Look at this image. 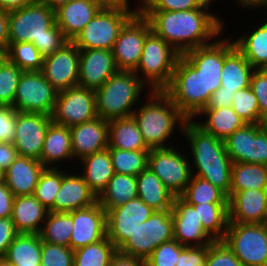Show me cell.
<instances>
[{
    "mask_svg": "<svg viewBox=\"0 0 267 266\" xmlns=\"http://www.w3.org/2000/svg\"><path fill=\"white\" fill-rule=\"evenodd\" d=\"M0 266H13L5 257H0Z\"/></svg>",
    "mask_w": 267,
    "mask_h": 266,
    "instance_id": "8c879c8a",
    "label": "cell"
},
{
    "mask_svg": "<svg viewBox=\"0 0 267 266\" xmlns=\"http://www.w3.org/2000/svg\"><path fill=\"white\" fill-rule=\"evenodd\" d=\"M72 0H38V2L51 7L53 10L57 9L61 5L67 4Z\"/></svg>",
    "mask_w": 267,
    "mask_h": 266,
    "instance_id": "89a4df30",
    "label": "cell"
},
{
    "mask_svg": "<svg viewBox=\"0 0 267 266\" xmlns=\"http://www.w3.org/2000/svg\"><path fill=\"white\" fill-rule=\"evenodd\" d=\"M110 266H146L145 260L124 255L117 251V253L112 257Z\"/></svg>",
    "mask_w": 267,
    "mask_h": 266,
    "instance_id": "be15d7a7",
    "label": "cell"
},
{
    "mask_svg": "<svg viewBox=\"0 0 267 266\" xmlns=\"http://www.w3.org/2000/svg\"><path fill=\"white\" fill-rule=\"evenodd\" d=\"M73 156L79 160L108 148V121L100 117L70 128Z\"/></svg>",
    "mask_w": 267,
    "mask_h": 266,
    "instance_id": "cb8c5ba5",
    "label": "cell"
},
{
    "mask_svg": "<svg viewBox=\"0 0 267 266\" xmlns=\"http://www.w3.org/2000/svg\"><path fill=\"white\" fill-rule=\"evenodd\" d=\"M261 126L267 132V116L262 118Z\"/></svg>",
    "mask_w": 267,
    "mask_h": 266,
    "instance_id": "753ad0ef",
    "label": "cell"
},
{
    "mask_svg": "<svg viewBox=\"0 0 267 266\" xmlns=\"http://www.w3.org/2000/svg\"><path fill=\"white\" fill-rule=\"evenodd\" d=\"M45 168L40 160L18 155L4 172V182L15 197L33 195Z\"/></svg>",
    "mask_w": 267,
    "mask_h": 266,
    "instance_id": "484cf974",
    "label": "cell"
},
{
    "mask_svg": "<svg viewBox=\"0 0 267 266\" xmlns=\"http://www.w3.org/2000/svg\"><path fill=\"white\" fill-rule=\"evenodd\" d=\"M136 13L141 10H165V11H187L209 7L210 4L204 0H139Z\"/></svg>",
    "mask_w": 267,
    "mask_h": 266,
    "instance_id": "c3c4849f",
    "label": "cell"
},
{
    "mask_svg": "<svg viewBox=\"0 0 267 266\" xmlns=\"http://www.w3.org/2000/svg\"><path fill=\"white\" fill-rule=\"evenodd\" d=\"M54 23L55 10L38 1L9 12V45L38 41Z\"/></svg>",
    "mask_w": 267,
    "mask_h": 266,
    "instance_id": "7c38bea8",
    "label": "cell"
},
{
    "mask_svg": "<svg viewBox=\"0 0 267 266\" xmlns=\"http://www.w3.org/2000/svg\"><path fill=\"white\" fill-rule=\"evenodd\" d=\"M8 60L23 71H41L43 57L33 43H11L7 48Z\"/></svg>",
    "mask_w": 267,
    "mask_h": 266,
    "instance_id": "ee69618b",
    "label": "cell"
},
{
    "mask_svg": "<svg viewBox=\"0 0 267 266\" xmlns=\"http://www.w3.org/2000/svg\"><path fill=\"white\" fill-rule=\"evenodd\" d=\"M172 239V210L154 211L146 221L136 226L118 252L145 260L162 243Z\"/></svg>",
    "mask_w": 267,
    "mask_h": 266,
    "instance_id": "ba28073f",
    "label": "cell"
},
{
    "mask_svg": "<svg viewBox=\"0 0 267 266\" xmlns=\"http://www.w3.org/2000/svg\"><path fill=\"white\" fill-rule=\"evenodd\" d=\"M51 117L54 123L68 128L96 119L95 91L76 86L58 92Z\"/></svg>",
    "mask_w": 267,
    "mask_h": 266,
    "instance_id": "4fadbf2b",
    "label": "cell"
},
{
    "mask_svg": "<svg viewBox=\"0 0 267 266\" xmlns=\"http://www.w3.org/2000/svg\"><path fill=\"white\" fill-rule=\"evenodd\" d=\"M18 151L14 143L1 142L0 143V169L5 172L14 160L18 157Z\"/></svg>",
    "mask_w": 267,
    "mask_h": 266,
    "instance_id": "6125c7cd",
    "label": "cell"
},
{
    "mask_svg": "<svg viewBox=\"0 0 267 266\" xmlns=\"http://www.w3.org/2000/svg\"><path fill=\"white\" fill-rule=\"evenodd\" d=\"M250 88L257 98L261 118H264L267 116V69L254 70Z\"/></svg>",
    "mask_w": 267,
    "mask_h": 266,
    "instance_id": "11a10c76",
    "label": "cell"
},
{
    "mask_svg": "<svg viewBox=\"0 0 267 266\" xmlns=\"http://www.w3.org/2000/svg\"><path fill=\"white\" fill-rule=\"evenodd\" d=\"M138 197L136 177L115 173L98 196V202L108 212Z\"/></svg>",
    "mask_w": 267,
    "mask_h": 266,
    "instance_id": "d590c367",
    "label": "cell"
},
{
    "mask_svg": "<svg viewBox=\"0 0 267 266\" xmlns=\"http://www.w3.org/2000/svg\"><path fill=\"white\" fill-rule=\"evenodd\" d=\"M48 212L33 195L17 196L11 218L19 234H39Z\"/></svg>",
    "mask_w": 267,
    "mask_h": 266,
    "instance_id": "4316f807",
    "label": "cell"
},
{
    "mask_svg": "<svg viewBox=\"0 0 267 266\" xmlns=\"http://www.w3.org/2000/svg\"><path fill=\"white\" fill-rule=\"evenodd\" d=\"M41 249L42 239L39 234H18L4 257L13 266H40Z\"/></svg>",
    "mask_w": 267,
    "mask_h": 266,
    "instance_id": "e575fe53",
    "label": "cell"
},
{
    "mask_svg": "<svg viewBox=\"0 0 267 266\" xmlns=\"http://www.w3.org/2000/svg\"><path fill=\"white\" fill-rule=\"evenodd\" d=\"M108 148L130 151H150L132 116L108 121Z\"/></svg>",
    "mask_w": 267,
    "mask_h": 266,
    "instance_id": "f546056e",
    "label": "cell"
},
{
    "mask_svg": "<svg viewBox=\"0 0 267 266\" xmlns=\"http://www.w3.org/2000/svg\"><path fill=\"white\" fill-rule=\"evenodd\" d=\"M252 189L267 190V165L233 163L230 194Z\"/></svg>",
    "mask_w": 267,
    "mask_h": 266,
    "instance_id": "8d00e7d4",
    "label": "cell"
},
{
    "mask_svg": "<svg viewBox=\"0 0 267 266\" xmlns=\"http://www.w3.org/2000/svg\"><path fill=\"white\" fill-rule=\"evenodd\" d=\"M145 86L134 71L118 70L95 90L98 117L107 121L131 117Z\"/></svg>",
    "mask_w": 267,
    "mask_h": 266,
    "instance_id": "277c9868",
    "label": "cell"
},
{
    "mask_svg": "<svg viewBox=\"0 0 267 266\" xmlns=\"http://www.w3.org/2000/svg\"><path fill=\"white\" fill-rule=\"evenodd\" d=\"M180 197L188 204L228 203V197L222 190L194 175Z\"/></svg>",
    "mask_w": 267,
    "mask_h": 266,
    "instance_id": "60d3db41",
    "label": "cell"
},
{
    "mask_svg": "<svg viewBox=\"0 0 267 266\" xmlns=\"http://www.w3.org/2000/svg\"><path fill=\"white\" fill-rule=\"evenodd\" d=\"M181 133L190 143L191 160L195 167H191L192 175L209 181L228 197L233 163L225 150L224 141L205 131L194 119L186 121Z\"/></svg>",
    "mask_w": 267,
    "mask_h": 266,
    "instance_id": "7a4b0ae2",
    "label": "cell"
},
{
    "mask_svg": "<svg viewBox=\"0 0 267 266\" xmlns=\"http://www.w3.org/2000/svg\"><path fill=\"white\" fill-rule=\"evenodd\" d=\"M163 91L188 119H196L213 93L206 92L205 77L183 55L178 57L171 81Z\"/></svg>",
    "mask_w": 267,
    "mask_h": 266,
    "instance_id": "5b68a950",
    "label": "cell"
},
{
    "mask_svg": "<svg viewBox=\"0 0 267 266\" xmlns=\"http://www.w3.org/2000/svg\"><path fill=\"white\" fill-rule=\"evenodd\" d=\"M104 6H116L123 7L126 9L129 8V0H99Z\"/></svg>",
    "mask_w": 267,
    "mask_h": 266,
    "instance_id": "a7ac6f4b",
    "label": "cell"
},
{
    "mask_svg": "<svg viewBox=\"0 0 267 266\" xmlns=\"http://www.w3.org/2000/svg\"><path fill=\"white\" fill-rule=\"evenodd\" d=\"M231 107L245 123L261 124L258 101L250 87L236 91Z\"/></svg>",
    "mask_w": 267,
    "mask_h": 266,
    "instance_id": "f6af8a7d",
    "label": "cell"
},
{
    "mask_svg": "<svg viewBox=\"0 0 267 266\" xmlns=\"http://www.w3.org/2000/svg\"><path fill=\"white\" fill-rule=\"evenodd\" d=\"M225 150L232 163H248L249 124H244L224 140Z\"/></svg>",
    "mask_w": 267,
    "mask_h": 266,
    "instance_id": "7dc6e473",
    "label": "cell"
},
{
    "mask_svg": "<svg viewBox=\"0 0 267 266\" xmlns=\"http://www.w3.org/2000/svg\"><path fill=\"white\" fill-rule=\"evenodd\" d=\"M72 229V212L49 211L39 235L43 242L69 247Z\"/></svg>",
    "mask_w": 267,
    "mask_h": 266,
    "instance_id": "f35d334b",
    "label": "cell"
},
{
    "mask_svg": "<svg viewBox=\"0 0 267 266\" xmlns=\"http://www.w3.org/2000/svg\"><path fill=\"white\" fill-rule=\"evenodd\" d=\"M8 25H9V13L2 11L0 9V45L7 48L9 46Z\"/></svg>",
    "mask_w": 267,
    "mask_h": 266,
    "instance_id": "03108f58",
    "label": "cell"
},
{
    "mask_svg": "<svg viewBox=\"0 0 267 266\" xmlns=\"http://www.w3.org/2000/svg\"><path fill=\"white\" fill-rule=\"evenodd\" d=\"M63 178V170L59 166L45 168L40 175L33 196L50 212H54V201L60 189Z\"/></svg>",
    "mask_w": 267,
    "mask_h": 266,
    "instance_id": "7bdbcfd3",
    "label": "cell"
},
{
    "mask_svg": "<svg viewBox=\"0 0 267 266\" xmlns=\"http://www.w3.org/2000/svg\"><path fill=\"white\" fill-rule=\"evenodd\" d=\"M11 217L0 218V257H4L8 247L18 235Z\"/></svg>",
    "mask_w": 267,
    "mask_h": 266,
    "instance_id": "680465c9",
    "label": "cell"
},
{
    "mask_svg": "<svg viewBox=\"0 0 267 266\" xmlns=\"http://www.w3.org/2000/svg\"><path fill=\"white\" fill-rule=\"evenodd\" d=\"M171 210L174 239L181 245L186 247L209 246L215 241L203 229L202 222L194 207L184 201L181 197L174 198Z\"/></svg>",
    "mask_w": 267,
    "mask_h": 266,
    "instance_id": "ffe728a7",
    "label": "cell"
},
{
    "mask_svg": "<svg viewBox=\"0 0 267 266\" xmlns=\"http://www.w3.org/2000/svg\"><path fill=\"white\" fill-rule=\"evenodd\" d=\"M236 91H228L220 87L212 93L211 99L206 108H225L231 107Z\"/></svg>",
    "mask_w": 267,
    "mask_h": 266,
    "instance_id": "91938a15",
    "label": "cell"
},
{
    "mask_svg": "<svg viewBox=\"0 0 267 266\" xmlns=\"http://www.w3.org/2000/svg\"><path fill=\"white\" fill-rule=\"evenodd\" d=\"M235 2H238V5L246 9H253L257 7H266L267 9V0H236Z\"/></svg>",
    "mask_w": 267,
    "mask_h": 266,
    "instance_id": "003e7915",
    "label": "cell"
},
{
    "mask_svg": "<svg viewBox=\"0 0 267 266\" xmlns=\"http://www.w3.org/2000/svg\"><path fill=\"white\" fill-rule=\"evenodd\" d=\"M17 65L8 59L0 65V105L12 106L15 98L16 88L22 74Z\"/></svg>",
    "mask_w": 267,
    "mask_h": 266,
    "instance_id": "bcb514c9",
    "label": "cell"
},
{
    "mask_svg": "<svg viewBox=\"0 0 267 266\" xmlns=\"http://www.w3.org/2000/svg\"><path fill=\"white\" fill-rule=\"evenodd\" d=\"M17 111L12 106L0 105V143L15 140Z\"/></svg>",
    "mask_w": 267,
    "mask_h": 266,
    "instance_id": "9f6ffc18",
    "label": "cell"
},
{
    "mask_svg": "<svg viewBox=\"0 0 267 266\" xmlns=\"http://www.w3.org/2000/svg\"><path fill=\"white\" fill-rule=\"evenodd\" d=\"M79 58V48L72 41H68L52 55L43 58L41 72L58 92L76 87Z\"/></svg>",
    "mask_w": 267,
    "mask_h": 266,
    "instance_id": "2e32d148",
    "label": "cell"
},
{
    "mask_svg": "<svg viewBox=\"0 0 267 266\" xmlns=\"http://www.w3.org/2000/svg\"><path fill=\"white\" fill-rule=\"evenodd\" d=\"M248 163L267 165V132L261 124H249Z\"/></svg>",
    "mask_w": 267,
    "mask_h": 266,
    "instance_id": "681fc988",
    "label": "cell"
},
{
    "mask_svg": "<svg viewBox=\"0 0 267 266\" xmlns=\"http://www.w3.org/2000/svg\"><path fill=\"white\" fill-rule=\"evenodd\" d=\"M222 241L244 266H267V223L229 222Z\"/></svg>",
    "mask_w": 267,
    "mask_h": 266,
    "instance_id": "9c48e42d",
    "label": "cell"
},
{
    "mask_svg": "<svg viewBox=\"0 0 267 266\" xmlns=\"http://www.w3.org/2000/svg\"><path fill=\"white\" fill-rule=\"evenodd\" d=\"M218 36L210 44L187 51L183 56L205 77L206 92L221 87V72L225 57L236 47L234 40Z\"/></svg>",
    "mask_w": 267,
    "mask_h": 266,
    "instance_id": "9a60e30c",
    "label": "cell"
},
{
    "mask_svg": "<svg viewBox=\"0 0 267 266\" xmlns=\"http://www.w3.org/2000/svg\"><path fill=\"white\" fill-rule=\"evenodd\" d=\"M185 248L175 239L166 241L145 259L146 266H176L177 259Z\"/></svg>",
    "mask_w": 267,
    "mask_h": 266,
    "instance_id": "f907efd6",
    "label": "cell"
},
{
    "mask_svg": "<svg viewBox=\"0 0 267 266\" xmlns=\"http://www.w3.org/2000/svg\"><path fill=\"white\" fill-rule=\"evenodd\" d=\"M197 211L203 229L216 241L222 240L229 225L228 203L190 204Z\"/></svg>",
    "mask_w": 267,
    "mask_h": 266,
    "instance_id": "74e56055",
    "label": "cell"
},
{
    "mask_svg": "<svg viewBox=\"0 0 267 266\" xmlns=\"http://www.w3.org/2000/svg\"><path fill=\"white\" fill-rule=\"evenodd\" d=\"M204 266H244L233 251L222 241H213L207 246Z\"/></svg>",
    "mask_w": 267,
    "mask_h": 266,
    "instance_id": "f5cc1de1",
    "label": "cell"
},
{
    "mask_svg": "<svg viewBox=\"0 0 267 266\" xmlns=\"http://www.w3.org/2000/svg\"><path fill=\"white\" fill-rule=\"evenodd\" d=\"M115 173L137 176L148 167L149 151L108 148Z\"/></svg>",
    "mask_w": 267,
    "mask_h": 266,
    "instance_id": "b9f144b4",
    "label": "cell"
},
{
    "mask_svg": "<svg viewBox=\"0 0 267 266\" xmlns=\"http://www.w3.org/2000/svg\"><path fill=\"white\" fill-rule=\"evenodd\" d=\"M103 6L99 0H72L55 9V23L73 41Z\"/></svg>",
    "mask_w": 267,
    "mask_h": 266,
    "instance_id": "603a6c76",
    "label": "cell"
},
{
    "mask_svg": "<svg viewBox=\"0 0 267 266\" xmlns=\"http://www.w3.org/2000/svg\"><path fill=\"white\" fill-rule=\"evenodd\" d=\"M135 14L134 9L103 6L72 42L79 49L112 50L121 29Z\"/></svg>",
    "mask_w": 267,
    "mask_h": 266,
    "instance_id": "52a82bcc",
    "label": "cell"
},
{
    "mask_svg": "<svg viewBox=\"0 0 267 266\" xmlns=\"http://www.w3.org/2000/svg\"><path fill=\"white\" fill-rule=\"evenodd\" d=\"M191 162L175 145L168 148L150 149L148 167L175 196L180 197L190 182Z\"/></svg>",
    "mask_w": 267,
    "mask_h": 266,
    "instance_id": "8fae6325",
    "label": "cell"
},
{
    "mask_svg": "<svg viewBox=\"0 0 267 266\" xmlns=\"http://www.w3.org/2000/svg\"><path fill=\"white\" fill-rule=\"evenodd\" d=\"M179 56L180 54L163 38L151 31L145 39L141 58L134 73L144 83L149 84V90L163 91L171 81Z\"/></svg>",
    "mask_w": 267,
    "mask_h": 266,
    "instance_id": "8992f818",
    "label": "cell"
},
{
    "mask_svg": "<svg viewBox=\"0 0 267 266\" xmlns=\"http://www.w3.org/2000/svg\"><path fill=\"white\" fill-rule=\"evenodd\" d=\"M66 172V168L63 169L62 183L55 196L54 212H72L95 204L98 197L82 175Z\"/></svg>",
    "mask_w": 267,
    "mask_h": 266,
    "instance_id": "d4e9b609",
    "label": "cell"
},
{
    "mask_svg": "<svg viewBox=\"0 0 267 266\" xmlns=\"http://www.w3.org/2000/svg\"><path fill=\"white\" fill-rule=\"evenodd\" d=\"M14 198L6 183H0V218L11 217Z\"/></svg>",
    "mask_w": 267,
    "mask_h": 266,
    "instance_id": "94428289",
    "label": "cell"
},
{
    "mask_svg": "<svg viewBox=\"0 0 267 266\" xmlns=\"http://www.w3.org/2000/svg\"><path fill=\"white\" fill-rule=\"evenodd\" d=\"M203 115L207 117V120L205 122L196 121V123L223 141L246 124L232 107L204 108L197 116Z\"/></svg>",
    "mask_w": 267,
    "mask_h": 266,
    "instance_id": "d6a6232c",
    "label": "cell"
},
{
    "mask_svg": "<svg viewBox=\"0 0 267 266\" xmlns=\"http://www.w3.org/2000/svg\"><path fill=\"white\" fill-rule=\"evenodd\" d=\"M207 246L186 247L177 259L176 266H204Z\"/></svg>",
    "mask_w": 267,
    "mask_h": 266,
    "instance_id": "6f0895ef",
    "label": "cell"
},
{
    "mask_svg": "<svg viewBox=\"0 0 267 266\" xmlns=\"http://www.w3.org/2000/svg\"><path fill=\"white\" fill-rule=\"evenodd\" d=\"M58 91L41 71H23L15 92L12 107L17 112L43 113L51 116Z\"/></svg>",
    "mask_w": 267,
    "mask_h": 266,
    "instance_id": "30bf717a",
    "label": "cell"
},
{
    "mask_svg": "<svg viewBox=\"0 0 267 266\" xmlns=\"http://www.w3.org/2000/svg\"><path fill=\"white\" fill-rule=\"evenodd\" d=\"M52 117L43 113L17 112L14 146L20 156L41 158L47 128Z\"/></svg>",
    "mask_w": 267,
    "mask_h": 266,
    "instance_id": "ac0fdd59",
    "label": "cell"
},
{
    "mask_svg": "<svg viewBox=\"0 0 267 266\" xmlns=\"http://www.w3.org/2000/svg\"><path fill=\"white\" fill-rule=\"evenodd\" d=\"M138 197L155 211L171 210L175 196L147 167L136 176Z\"/></svg>",
    "mask_w": 267,
    "mask_h": 266,
    "instance_id": "83f0119b",
    "label": "cell"
},
{
    "mask_svg": "<svg viewBox=\"0 0 267 266\" xmlns=\"http://www.w3.org/2000/svg\"><path fill=\"white\" fill-rule=\"evenodd\" d=\"M37 1L38 0H0V9L9 13L31 5Z\"/></svg>",
    "mask_w": 267,
    "mask_h": 266,
    "instance_id": "e7e4bbea",
    "label": "cell"
},
{
    "mask_svg": "<svg viewBox=\"0 0 267 266\" xmlns=\"http://www.w3.org/2000/svg\"><path fill=\"white\" fill-rule=\"evenodd\" d=\"M73 229L69 247L72 250L98 242L107 236V212L95 204L72 211Z\"/></svg>",
    "mask_w": 267,
    "mask_h": 266,
    "instance_id": "d6986e66",
    "label": "cell"
},
{
    "mask_svg": "<svg viewBox=\"0 0 267 266\" xmlns=\"http://www.w3.org/2000/svg\"><path fill=\"white\" fill-rule=\"evenodd\" d=\"M229 222L267 223V190H241L228 196Z\"/></svg>",
    "mask_w": 267,
    "mask_h": 266,
    "instance_id": "7402d4cb",
    "label": "cell"
},
{
    "mask_svg": "<svg viewBox=\"0 0 267 266\" xmlns=\"http://www.w3.org/2000/svg\"><path fill=\"white\" fill-rule=\"evenodd\" d=\"M78 85L97 90L118 71L112 50L79 49Z\"/></svg>",
    "mask_w": 267,
    "mask_h": 266,
    "instance_id": "44dd1931",
    "label": "cell"
},
{
    "mask_svg": "<svg viewBox=\"0 0 267 266\" xmlns=\"http://www.w3.org/2000/svg\"><path fill=\"white\" fill-rule=\"evenodd\" d=\"M83 171L81 173L89 188L98 197L107 187L115 172L112 166L108 148L82 158Z\"/></svg>",
    "mask_w": 267,
    "mask_h": 266,
    "instance_id": "4dcf8cb0",
    "label": "cell"
},
{
    "mask_svg": "<svg viewBox=\"0 0 267 266\" xmlns=\"http://www.w3.org/2000/svg\"><path fill=\"white\" fill-rule=\"evenodd\" d=\"M8 59L7 47L0 45V65Z\"/></svg>",
    "mask_w": 267,
    "mask_h": 266,
    "instance_id": "2644e50d",
    "label": "cell"
},
{
    "mask_svg": "<svg viewBox=\"0 0 267 266\" xmlns=\"http://www.w3.org/2000/svg\"><path fill=\"white\" fill-rule=\"evenodd\" d=\"M67 42L68 40L63 35L61 29L54 23L46 30V34L38 41H34L33 44L39 50L40 55L45 58L52 55Z\"/></svg>",
    "mask_w": 267,
    "mask_h": 266,
    "instance_id": "db71d44e",
    "label": "cell"
},
{
    "mask_svg": "<svg viewBox=\"0 0 267 266\" xmlns=\"http://www.w3.org/2000/svg\"><path fill=\"white\" fill-rule=\"evenodd\" d=\"M70 158H74L70 128L52 121L47 128L40 162L46 168H51L55 163L60 165L58 161Z\"/></svg>",
    "mask_w": 267,
    "mask_h": 266,
    "instance_id": "f1b7e54d",
    "label": "cell"
},
{
    "mask_svg": "<svg viewBox=\"0 0 267 266\" xmlns=\"http://www.w3.org/2000/svg\"><path fill=\"white\" fill-rule=\"evenodd\" d=\"M254 68L235 47L224 59L221 72V87L228 91H238L250 87Z\"/></svg>",
    "mask_w": 267,
    "mask_h": 266,
    "instance_id": "1f68e13d",
    "label": "cell"
},
{
    "mask_svg": "<svg viewBox=\"0 0 267 266\" xmlns=\"http://www.w3.org/2000/svg\"><path fill=\"white\" fill-rule=\"evenodd\" d=\"M234 43L254 69H267V20Z\"/></svg>",
    "mask_w": 267,
    "mask_h": 266,
    "instance_id": "836d02e7",
    "label": "cell"
},
{
    "mask_svg": "<svg viewBox=\"0 0 267 266\" xmlns=\"http://www.w3.org/2000/svg\"><path fill=\"white\" fill-rule=\"evenodd\" d=\"M40 266H74V250L42 241Z\"/></svg>",
    "mask_w": 267,
    "mask_h": 266,
    "instance_id": "816d5d0a",
    "label": "cell"
},
{
    "mask_svg": "<svg viewBox=\"0 0 267 266\" xmlns=\"http://www.w3.org/2000/svg\"><path fill=\"white\" fill-rule=\"evenodd\" d=\"M204 1H205L206 3H209V4H210L211 2L213 3L214 0H204Z\"/></svg>",
    "mask_w": 267,
    "mask_h": 266,
    "instance_id": "11e5206c",
    "label": "cell"
},
{
    "mask_svg": "<svg viewBox=\"0 0 267 266\" xmlns=\"http://www.w3.org/2000/svg\"><path fill=\"white\" fill-rule=\"evenodd\" d=\"M139 197L107 212V237L119 249L140 223L154 212Z\"/></svg>",
    "mask_w": 267,
    "mask_h": 266,
    "instance_id": "e0dca14e",
    "label": "cell"
},
{
    "mask_svg": "<svg viewBox=\"0 0 267 266\" xmlns=\"http://www.w3.org/2000/svg\"><path fill=\"white\" fill-rule=\"evenodd\" d=\"M152 31L183 55L189 50L212 43L223 34V21L209 13V7L187 11L141 10ZM211 41V42H209Z\"/></svg>",
    "mask_w": 267,
    "mask_h": 266,
    "instance_id": "6da1fadb",
    "label": "cell"
},
{
    "mask_svg": "<svg viewBox=\"0 0 267 266\" xmlns=\"http://www.w3.org/2000/svg\"><path fill=\"white\" fill-rule=\"evenodd\" d=\"M4 182V172L0 169V183Z\"/></svg>",
    "mask_w": 267,
    "mask_h": 266,
    "instance_id": "34e18365",
    "label": "cell"
},
{
    "mask_svg": "<svg viewBox=\"0 0 267 266\" xmlns=\"http://www.w3.org/2000/svg\"><path fill=\"white\" fill-rule=\"evenodd\" d=\"M151 31L149 20L140 13L124 25L112 49L118 70L134 71L137 68L145 39Z\"/></svg>",
    "mask_w": 267,
    "mask_h": 266,
    "instance_id": "5bb4252c",
    "label": "cell"
},
{
    "mask_svg": "<svg viewBox=\"0 0 267 266\" xmlns=\"http://www.w3.org/2000/svg\"><path fill=\"white\" fill-rule=\"evenodd\" d=\"M148 95L147 102L135 109L132 117L149 149L172 147V144L167 145V139L175 132L177 124L183 131L188 118L164 91L150 90Z\"/></svg>",
    "mask_w": 267,
    "mask_h": 266,
    "instance_id": "3957f363",
    "label": "cell"
},
{
    "mask_svg": "<svg viewBox=\"0 0 267 266\" xmlns=\"http://www.w3.org/2000/svg\"><path fill=\"white\" fill-rule=\"evenodd\" d=\"M117 251L105 236L98 242L74 250V266H108Z\"/></svg>",
    "mask_w": 267,
    "mask_h": 266,
    "instance_id": "ab89813d",
    "label": "cell"
}]
</instances>
